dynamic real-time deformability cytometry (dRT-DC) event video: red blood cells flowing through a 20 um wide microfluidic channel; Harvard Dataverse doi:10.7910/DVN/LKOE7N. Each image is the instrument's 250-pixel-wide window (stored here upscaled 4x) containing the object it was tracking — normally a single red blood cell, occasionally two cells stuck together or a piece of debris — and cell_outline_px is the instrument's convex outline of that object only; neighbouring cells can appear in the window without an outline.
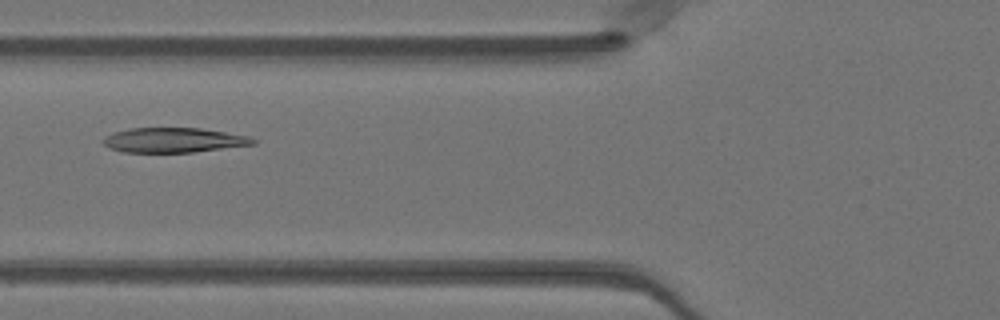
{"species": "Egyptian fruit bat (a non-hibernating species)", "species_latin": "Rousettus aegyptiacus", "temperature_condition": "warm", "stored_images_in_passage": 48, "camera_frame_rate_fps": 3000, "um_per_image_px": 0.085, "animal": {"sex": "female"}, "frame": {"image": 1, "passage_image": 18, "time_ms": 5.667, "image_size_px": [1000, 320], "cell_outline_px": [[256, 144], [192, 152], [120, 152], [108, 148], [100, 140], [104, 136], [128, 128], [200, 128], [248, 136], [256, 140]], "centroid_in_image_um": [14.7, 11.91], "position_along_channel_um": 111.1, "area_um2": 21.62}}
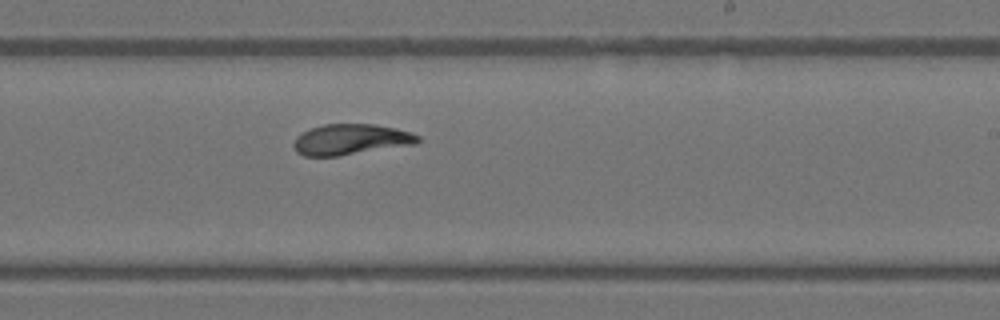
{"frame": {"image": 2, "passage_image": 29, "time_ms": 9.333, "image_size_px": [1000, 320], "cell_outline_px": [[420, 140], [416, 144], [336, 156], [304, 156], [296, 152], [292, 144], [296, 136], [312, 128], [324, 124], [376, 124], [396, 128], [412, 132], [420, 136]], "centroid_in_image_um": [29.83, 11.85], "position_along_channel_um": 259.2, "area_um2": 22.25}}
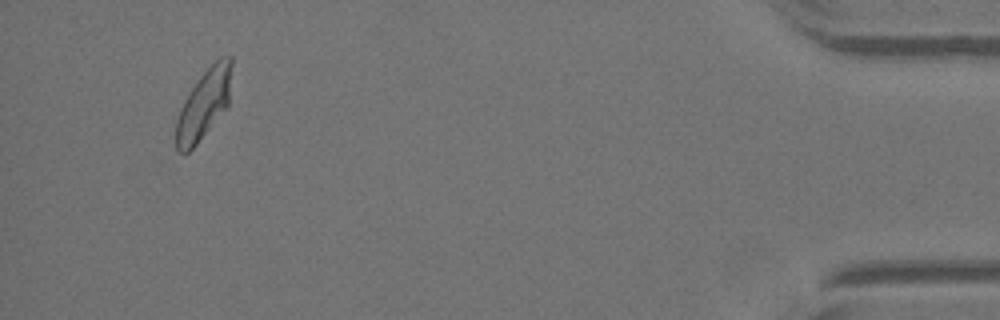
{"frame": {"image": 3, "passage_image": 46, "time_ms": 15.0, "image_size_px": [1000, 320], "cell_outline_px": [[232, 64], [228, 104], [196, 144], [184, 156], [176, 152], [176, 120], [180, 108], [184, 100], [200, 76], [220, 56], [232, 56]], "centroid_in_image_um": [17.3, 8.87], "position_along_channel_um": 417.9, "area_um2": 22.14}, "authors_computed_cell_mechanics": {"area_um2": 22.8021, "velocity_mm_per_s": 4.0593, "shape_relaxation_time_tau1_ms": 3.1252, "shape_relaxation_time_tau2_ms": 1.9526, "deformation_change_tau1": 0.163, "deformation_change_tau2": 0.0854}}